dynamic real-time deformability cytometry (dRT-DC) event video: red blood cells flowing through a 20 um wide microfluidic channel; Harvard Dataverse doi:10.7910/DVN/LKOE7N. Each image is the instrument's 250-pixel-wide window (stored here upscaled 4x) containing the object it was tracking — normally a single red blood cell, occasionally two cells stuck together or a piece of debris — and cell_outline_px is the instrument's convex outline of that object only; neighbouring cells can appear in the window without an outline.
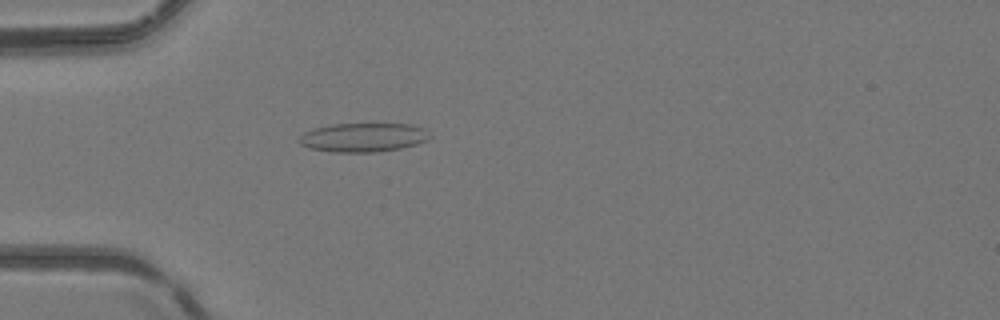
{"species": "common noctule bat (a hibernating species)", "species_latin": "Nyctalus noctula", "temperature_condition": "room temperature", "stored_images_in_passage": 51, "camera_frame_rate_fps": 3000, "um_per_image_px": 0.085, "animal": {"sex": "female", "body_mass_g": 24.6, "forearm_length_mm": 56.2}, "frame": {"image": 1, "passage_image": 16, "time_ms": 5.0, "image_size_px": [1000, 320], "cell_outline_px": [[432, 136], [428, 140], [416, 144], [400, 148], [376, 152], [332, 152], [308, 148], [300, 144], [296, 140], [304, 132], [312, 128], [332, 124], [412, 124], [424, 128]], "centroid_in_image_um": [30.85, 11.68], "position_along_channel_um": 54.2, "area_um2": 22.25}}
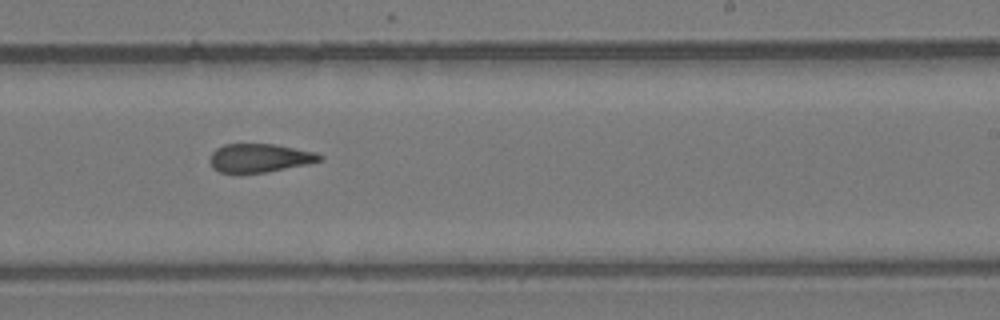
{"frame": {"image": 2, "passage_image": 32, "time_ms": 10.333, "image_size_px": [1000, 320], "cell_outline_px": [[324, 160], [308, 164], [268, 172], [240, 176], [220, 172], [212, 168], [208, 160], [212, 152], [216, 148], [224, 144], [276, 144], [316, 152], [324, 156]], "centroid_in_image_um": [22.04, 13.46], "position_along_channel_um": 267.0, "area_um2": 19.13}}
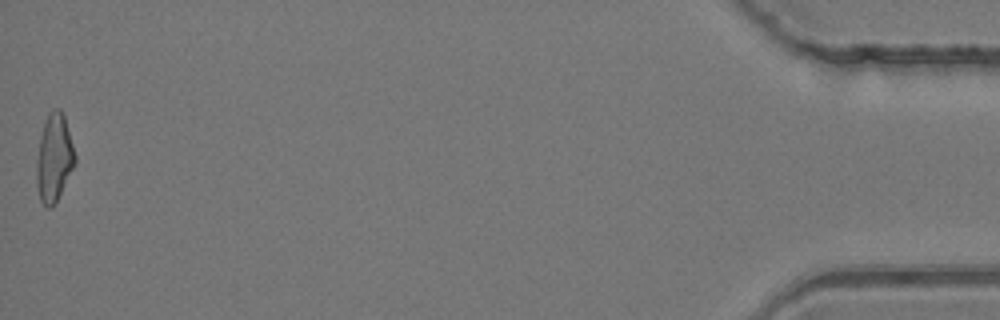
{"frame": {"image": 3, "passage_image": 51, "time_ms": 16.667, "image_size_px": [1000, 320], "cell_outline_px": [[76, 164], [52, 208], [48, 208], [40, 200], [36, 184], [36, 160], [40, 136], [48, 112], [52, 108], [60, 108], [64, 116], [76, 156]], "centroid_in_image_um": [4.59, 13.41], "position_along_channel_um": 430.6, "area_um2": 19.71}, "authors_computed_cell_mechanics": {"area_um2": 19.5364, "velocity_mm_per_s": 4.1697, "shape_relaxation_time_tau1_ms": null, "shape_relaxation_time_tau2_ms": 2.8203, "deformation_change_tau1": null, "deformation_change_tau2": 0.1057}}